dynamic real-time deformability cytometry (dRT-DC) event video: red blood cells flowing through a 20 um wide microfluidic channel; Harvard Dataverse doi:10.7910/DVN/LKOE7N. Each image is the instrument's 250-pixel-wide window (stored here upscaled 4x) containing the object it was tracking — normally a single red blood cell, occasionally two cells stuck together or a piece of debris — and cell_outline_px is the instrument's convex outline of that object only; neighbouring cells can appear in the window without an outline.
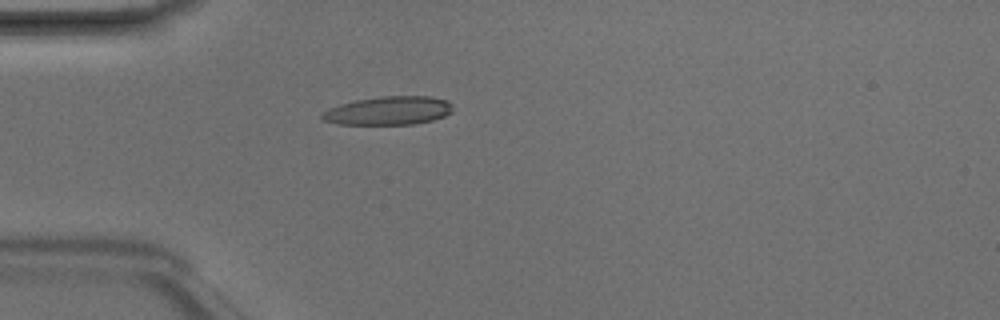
{"species": "Egyptian fruit bat (a non-hibernating species)", "species_latin": "Rousettus aegyptiacus", "temperature_condition": "room temperature", "stored_images_in_passage": 2, "camera_frame_rate_fps": 3000, "um_per_image_px": 0.085, "animal": {"sex": "male"}, "frame": {"image": 1, "passage_image": 2, "time_ms": 0.333, "image_size_px": [1000, 320], "cell_outline_px": [[452, 112], [444, 116], [432, 120], [412, 124], [340, 124], [324, 120], [320, 116], [320, 112], [328, 108], [340, 104], [356, 100], [380, 96], [432, 96], [448, 100], [452, 104]], "centroid_in_image_um": [33.03, 9.39], "position_along_channel_um": 52.0, "area_um2": 21.79}}